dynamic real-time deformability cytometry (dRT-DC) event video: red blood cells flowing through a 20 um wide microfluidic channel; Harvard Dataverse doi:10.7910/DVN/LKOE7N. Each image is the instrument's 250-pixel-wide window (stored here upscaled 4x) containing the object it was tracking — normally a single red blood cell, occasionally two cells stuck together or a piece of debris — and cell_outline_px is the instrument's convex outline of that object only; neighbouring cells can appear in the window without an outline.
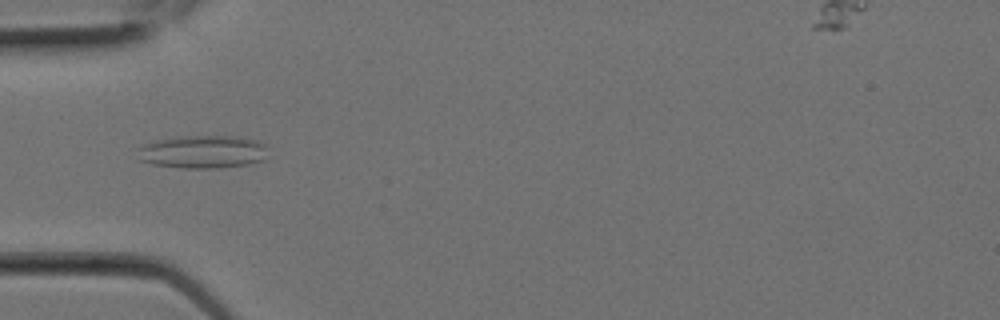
{"species": "Egyptian fruit bat (a non-hibernating species)", "species_latin": "Rousettus aegyptiacus", "temperature_condition": "room temperature", "stored_images_in_passage": 3, "camera_frame_rate_fps": 3000, "um_per_image_px": 0.085, "animal": {"sex": "female"}, "frame": {"image": 1, "passage_image": 2, "time_ms": 0.333, "image_size_px": [1000, 320], "cell_outline_px": [[264, 160], [248, 164], [220, 168], [184, 168], [152, 164], [140, 160], [136, 148], [152, 140], [176, 136], [240, 136], [256, 140], [264, 144]], "centroid_in_image_um": [17.17, 12.89], "position_along_channel_um": 67.8, "area_um2": 25.26}}